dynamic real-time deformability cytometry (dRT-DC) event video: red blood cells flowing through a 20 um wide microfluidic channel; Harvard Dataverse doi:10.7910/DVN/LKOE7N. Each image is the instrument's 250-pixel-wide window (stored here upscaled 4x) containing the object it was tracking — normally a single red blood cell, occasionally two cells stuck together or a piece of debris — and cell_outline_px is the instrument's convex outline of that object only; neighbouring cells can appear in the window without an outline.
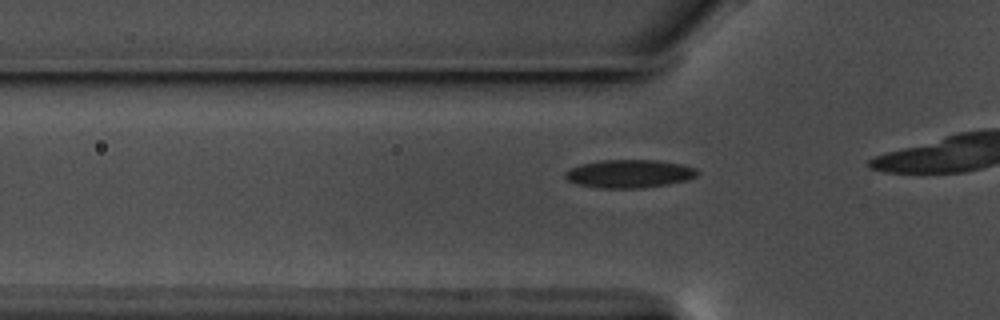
{"species": "common noctule bat (a hibernating species)", "species_latin": "Nyctalus noctula", "temperature_condition": "warm", "stored_images_in_passage": 9, "camera_frame_rate_fps": 3000, "um_per_image_px": 0.085, "animal": {"sex": "male", "body_mass_g": 17.5, "forearm_length_mm": 52.3}, "frame": {"image": 1, "passage_image": 3, "time_ms": 0.667, "image_size_px": [1000, 320], "cell_outline_px": [[700, 172], [696, 176], [688, 180], [668, 184], [644, 188], [596, 188], [576, 184], [568, 180], [564, 176], [564, 172], [580, 164], [600, 160], [660, 160], [684, 164], [696, 168]], "centroid_in_image_um": [53.52, 14.76], "position_along_channel_um": 72.3, "area_um2": 22.02}}
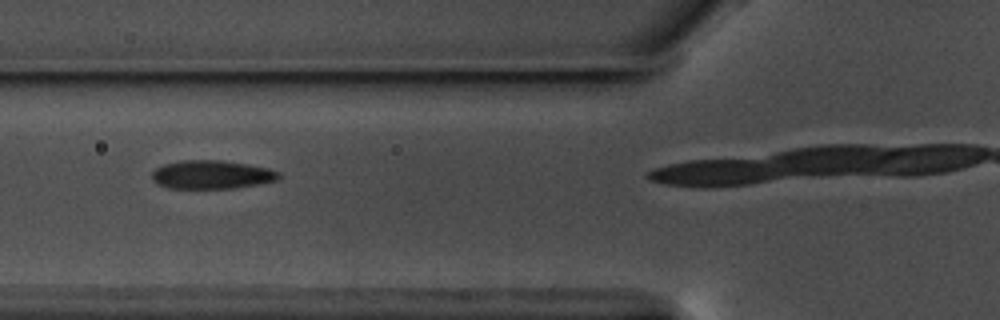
{"frame": {"image": 2, "passage_image": 6, "time_ms": 1.667, "image_size_px": [1000, 320], "cell_outline_px": [[280, 180], [260, 184], [236, 188], [168, 188], [152, 180], [152, 172], [156, 168], [164, 164], [180, 160], [220, 160], [248, 164], [268, 168], [280, 172]], "centroid_in_image_um": [18.03, 14.84], "position_along_channel_um": 107.8, "area_um2": 21.21}}